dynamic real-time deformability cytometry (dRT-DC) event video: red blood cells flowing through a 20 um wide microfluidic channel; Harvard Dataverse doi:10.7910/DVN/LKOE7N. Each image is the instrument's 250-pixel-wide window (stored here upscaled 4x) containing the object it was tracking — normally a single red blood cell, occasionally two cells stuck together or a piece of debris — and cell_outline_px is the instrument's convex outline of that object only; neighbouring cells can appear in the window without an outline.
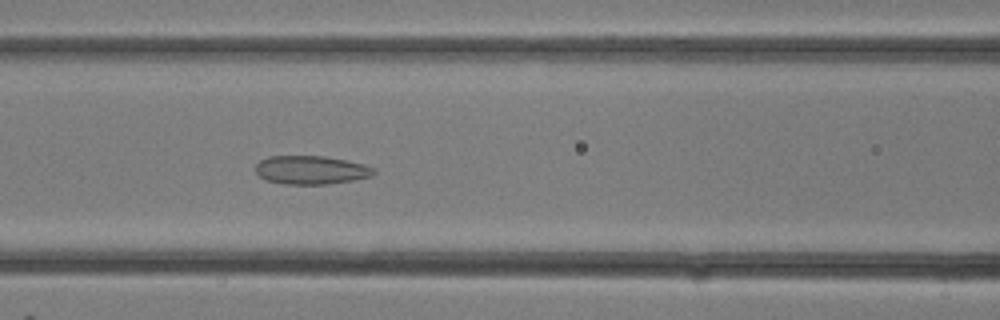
{"species": "common noctule bat (a hibernating species)", "species_latin": "Nyctalus noctula", "temperature_condition": "room temperature", "stored_images_in_passage": 14, "camera_frame_rate_fps": 3000, "um_per_image_px": 0.085, "animal": {"sex": "female"}, "frame": {"image": 1, "passage_image": 14, "time_ms": 4.333, "image_size_px": [1000, 320], "cell_outline_px": [[376, 172], [372, 176], [352, 180], [324, 184], [284, 184], [264, 180], [256, 172], [256, 164], [260, 160], [268, 156], [324, 156], [364, 164], [376, 168]], "centroid_in_image_um": [26.43, 14.45], "position_along_channel_um": 140.2, "area_um2": 19.65}}